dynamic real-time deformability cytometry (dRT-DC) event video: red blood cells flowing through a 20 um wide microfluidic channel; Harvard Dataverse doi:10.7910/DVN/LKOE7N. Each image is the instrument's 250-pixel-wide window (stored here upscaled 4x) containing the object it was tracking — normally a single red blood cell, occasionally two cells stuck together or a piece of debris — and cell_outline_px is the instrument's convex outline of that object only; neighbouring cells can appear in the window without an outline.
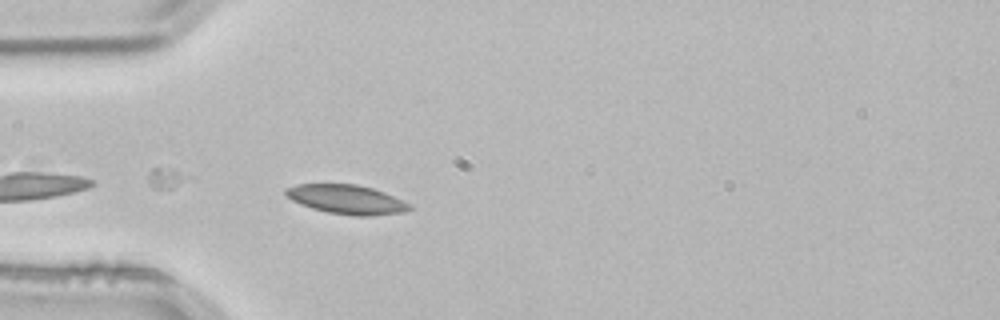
{"species": "common noctule bat (a hibernating species)", "species_latin": "Nyctalus noctula", "temperature_condition": "room temperature", "stored_images_in_passage": 7, "camera_frame_rate_fps": 3000, "um_per_image_px": 0.085, "animal": {"sex": "male", "body_mass_g": 21.5, "forearm_length_mm": 52.0}, "frame": {"image": 1, "passage_image": 3, "time_ms": 0.667, "image_size_px": [1000, 320], "cell_outline_px": [[412, 208], [404, 212], [372, 216], [356, 216], [328, 212], [312, 208], [300, 204], [284, 196], [284, 188], [296, 184], [356, 184], [372, 188], [384, 192], [412, 204]], "centroid_in_image_um": [29.45, 16.95], "position_along_channel_um": 55.6, "area_um2": 21.21}}